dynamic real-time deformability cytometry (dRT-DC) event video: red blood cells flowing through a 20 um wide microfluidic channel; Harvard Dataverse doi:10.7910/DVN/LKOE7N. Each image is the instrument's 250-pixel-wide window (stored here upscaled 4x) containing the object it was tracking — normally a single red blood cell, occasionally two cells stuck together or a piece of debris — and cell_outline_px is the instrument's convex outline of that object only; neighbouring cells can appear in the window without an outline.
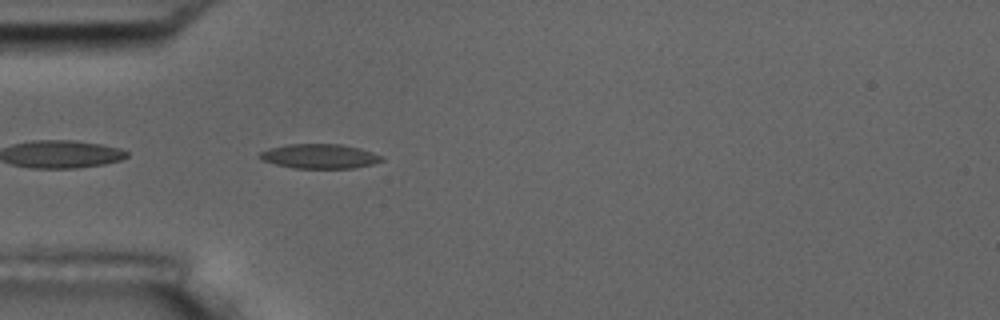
{"species": "common noctule bat (a hibernating species)", "species_latin": "Nyctalus noctula", "temperature_condition": "room temperature", "stored_images_in_passage": 1, "camera_frame_rate_fps": 3000, "um_per_image_px": 0.085, "animal": {"sex": "male", "body_mass_g": 17.5, "forearm_length_mm": 52.3}, "frame": {"image": 1, "passage_image": 1, "time_ms": 0.0, "image_size_px": [1000, 320], "cell_outline_px": [[384, 160], [372, 164], [352, 168], [296, 168], [276, 164], [260, 160], [260, 152], [268, 148], [288, 144], [340, 144], [360, 148], [384, 156]], "centroid_in_image_um": [27.18, 13.27], "position_along_channel_um": 57.8, "area_um2": 17.4}}